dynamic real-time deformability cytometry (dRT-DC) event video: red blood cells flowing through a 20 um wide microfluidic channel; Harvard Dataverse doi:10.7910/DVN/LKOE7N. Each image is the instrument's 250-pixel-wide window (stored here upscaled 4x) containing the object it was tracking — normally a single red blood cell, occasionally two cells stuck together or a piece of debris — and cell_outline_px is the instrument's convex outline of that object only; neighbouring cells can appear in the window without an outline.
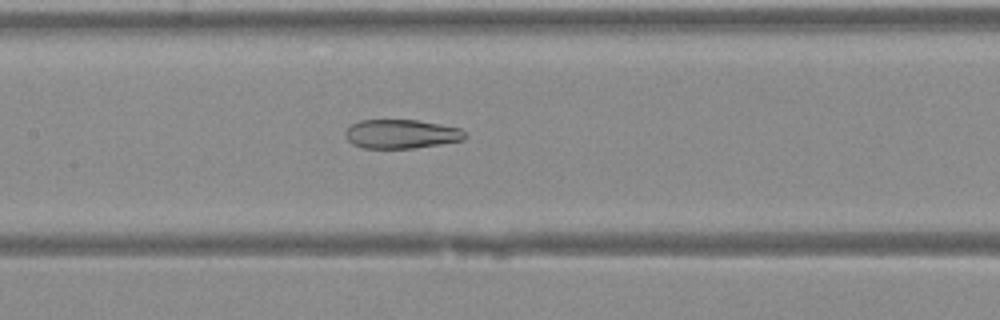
{"species": "Egyptian fruit bat (a non-hibernating species)", "species_latin": "Rousettus aegyptiacus", "temperature_condition": "warm", "stored_images_in_passage": 35, "camera_frame_rate_fps": 3000, "um_per_image_px": 0.085, "animal": {"sex": "female"}, "frame": {"image": 1, "passage_image": 14, "time_ms": 4.333, "image_size_px": [1000, 320], "cell_outline_px": [[468, 136], [464, 140], [440, 144], [412, 148], [364, 148], [352, 144], [344, 136], [344, 132], [352, 124], [360, 120], [416, 120], [440, 124], [460, 128]], "centroid_in_image_um": [34.1, 11.39], "position_along_channel_um": 173.3, "area_um2": 20.23}}
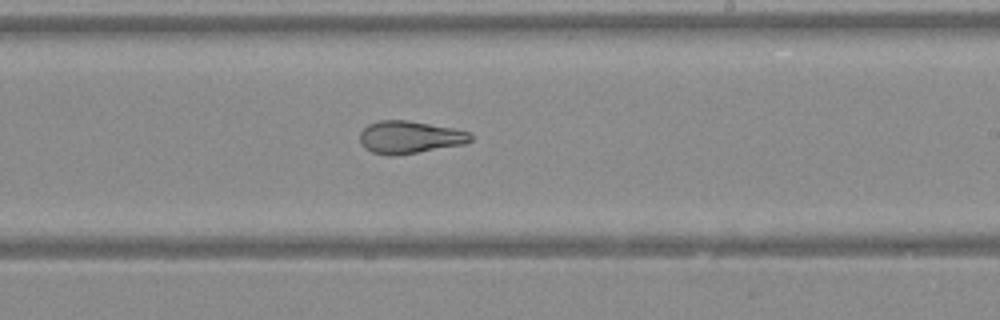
{"frame": {"image": 2, "passage_image": 19, "time_ms": 6.0, "image_size_px": [1000, 320], "cell_outline_px": [[472, 140], [464, 144], [392, 156], [388, 156], [372, 152], [364, 148], [360, 144], [360, 132], [368, 124], [380, 120], [408, 120], [452, 128], [468, 132], [472, 136]], "centroid_in_image_um": [34.77, 11.66], "position_along_channel_um": 254.2, "area_um2": 20.87}}
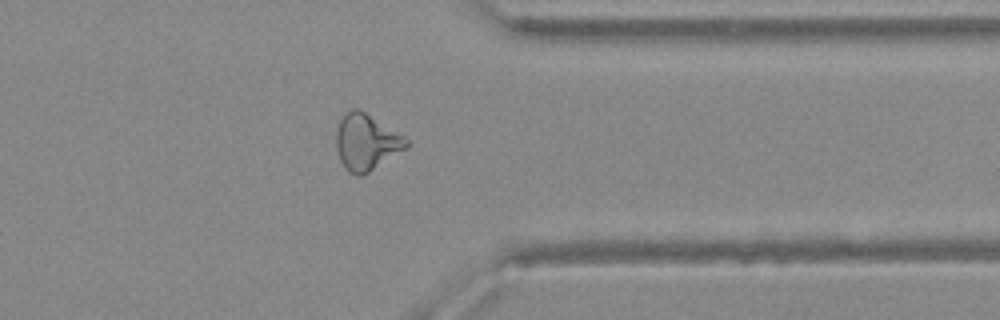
{"frame": {"image": 3, "passage_image": 27, "time_ms": 8.667, "image_size_px": [1000, 320], "cell_outline_px": [[408, 148], [368, 172], [360, 176], [356, 176], [348, 172], [344, 168], [340, 160], [336, 148], [336, 128], [340, 120], [352, 108], [360, 108], [404, 136], [408, 140]], "centroid_in_image_um": [31.13, 12.08], "position_along_channel_um": 380.3, "area_um2": 23.06}}